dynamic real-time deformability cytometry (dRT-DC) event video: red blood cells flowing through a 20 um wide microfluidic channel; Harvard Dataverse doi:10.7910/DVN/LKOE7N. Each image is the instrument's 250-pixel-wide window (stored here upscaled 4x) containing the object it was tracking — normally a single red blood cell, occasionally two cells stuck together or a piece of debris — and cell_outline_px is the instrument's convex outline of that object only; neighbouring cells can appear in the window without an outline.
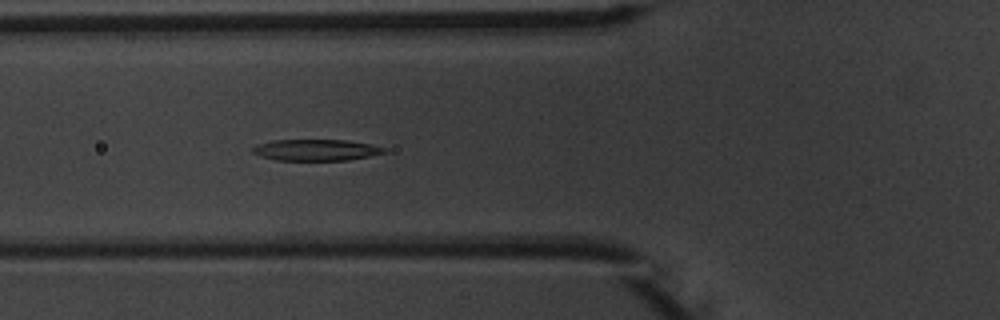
{"species": "common noctule bat (a hibernating species)", "species_latin": "Nyctalus noctula", "temperature_condition": "warm", "stored_images_in_passage": 6, "camera_frame_rate_fps": 3000, "um_per_image_px": 0.085, "animal": {"sex": "male", "body_mass_g": 20.1, "forearm_length_mm": 53.5}, "frame": {"image": 1, "passage_image": 6, "time_ms": 6.0, "image_size_px": [1000, 320], "cell_outline_px": [[388, 152], [348, 160], [276, 160], [260, 156], [252, 152], [252, 148], [256, 144], [272, 140], [348, 140], [388, 148]], "centroid_in_image_um": [26.86, 12.74], "position_along_channel_um": 98.9, "area_um2": 16.36}}